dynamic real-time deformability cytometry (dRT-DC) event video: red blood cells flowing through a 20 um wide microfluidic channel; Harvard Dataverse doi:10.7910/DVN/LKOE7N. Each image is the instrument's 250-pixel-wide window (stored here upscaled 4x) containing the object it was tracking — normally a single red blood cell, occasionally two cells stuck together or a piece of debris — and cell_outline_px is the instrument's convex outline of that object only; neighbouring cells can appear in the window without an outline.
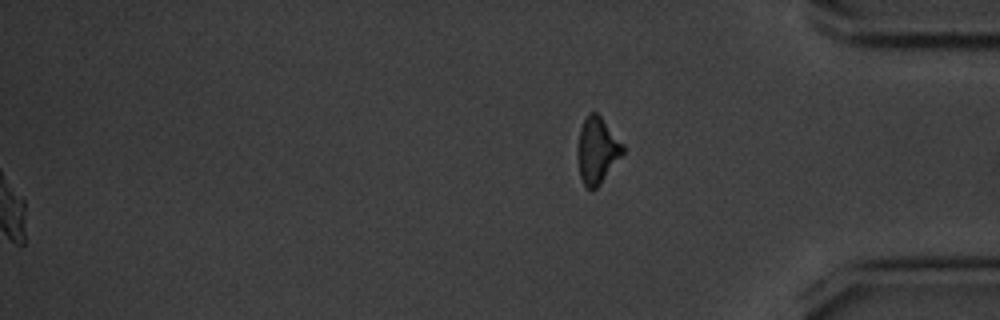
{"species": "common noctule bat (a hibernating species)", "species_latin": "Nyctalus noctula", "temperature_condition": "cold", "stored_images_in_passage": 45, "segment_of_instrument_passage": [2, 2], "camera_frame_rate_fps": 3000, "um_per_image_px": 0.085, "animal": {"sex": "male", "body_mass_g": 20.1, "forearm_length_mm": 53.5}, "frame": {"image": 1, "passage_image": 45, "time_ms": 14.667, "image_size_px": [1000, 320], "cell_outline_px": [[624, 152], [600, 184], [592, 192], [584, 184], [580, 176], [576, 156], [576, 152], [580, 128], [588, 112], [596, 112], [600, 116], [624, 144]], "centroid_in_image_um": [50.73, 12.78], "position_along_channel_um": 384.5, "area_um2": 17.57}}